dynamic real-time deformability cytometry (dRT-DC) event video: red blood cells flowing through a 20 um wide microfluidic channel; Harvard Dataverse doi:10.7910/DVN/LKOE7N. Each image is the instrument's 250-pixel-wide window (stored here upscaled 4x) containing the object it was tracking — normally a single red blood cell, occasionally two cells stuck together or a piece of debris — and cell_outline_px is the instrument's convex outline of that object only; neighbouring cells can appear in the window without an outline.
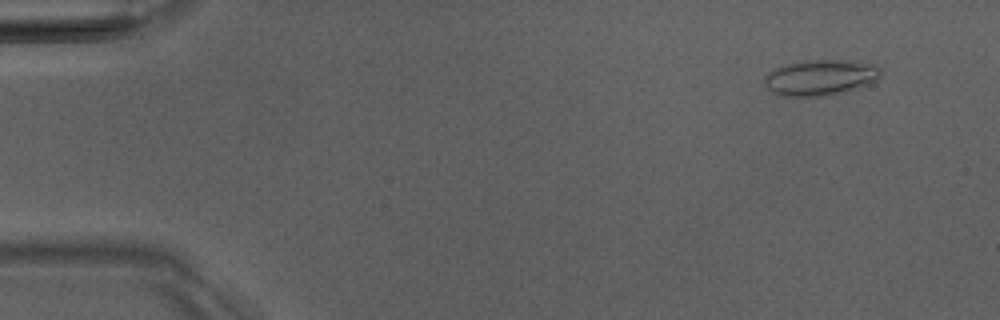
{"species": "Egyptian fruit bat (a non-hibernating species)", "species_latin": "Rousettus aegyptiacus", "temperature_condition": "room temperature", "stored_images_in_passage": 4, "camera_frame_rate_fps": 3000, "um_per_image_px": 0.085, "animal": {"sex": "male"}, "frame": {"image": 1, "passage_image": 1, "time_ms": 0.0, "image_size_px": [1000, 320], "cell_outline_px": [[880, 76], [876, 80], [856, 88], [844, 92], [824, 96], [780, 96], [772, 92], [764, 84], [764, 76], [768, 72], [776, 68], [788, 64], [808, 60], [852, 60], [876, 64], [880, 68]], "centroid_in_image_um": [69.73, 6.58], "position_along_channel_um": 15.3, "area_um2": 24.22}}